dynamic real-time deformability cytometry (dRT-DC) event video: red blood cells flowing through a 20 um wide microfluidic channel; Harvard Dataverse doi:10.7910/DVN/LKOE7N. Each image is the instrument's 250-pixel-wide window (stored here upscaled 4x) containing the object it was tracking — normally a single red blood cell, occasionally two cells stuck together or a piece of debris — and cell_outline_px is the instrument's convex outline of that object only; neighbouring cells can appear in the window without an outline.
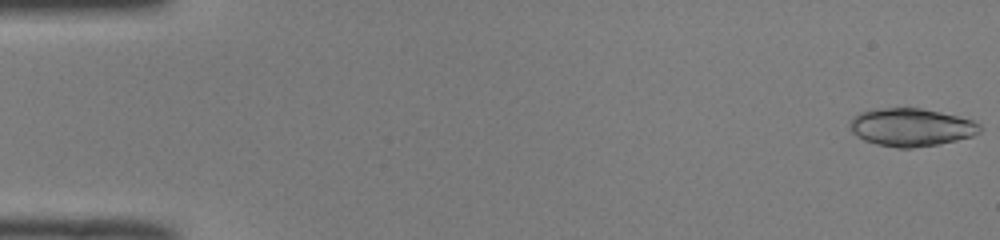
{"species": "common noctule bat (a hibernating species)", "species_latin": "Nyctalus noctula", "temperature_condition": "room temperature", "stored_images_in_passage": 50, "camera_frame_rate_fps": 3000, "um_per_image_px": 0.085, "animal": {"sex": "male", "body_mass_g": 19.0, "forearm_length_mm": 50.8}, "frame": {"image": 1, "passage_image": 1, "time_ms": 0.0, "image_size_px": [1000, 240], "cell_outline_px": [[984, 128], [980, 132], [972, 136], [956, 140], [936, 144], [912, 148], [896, 148], [876, 144], [864, 140], [856, 136], [852, 132], [848, 124], [852, 116], [860, 112], [880, 108], [920, 108], [956, 116], [972, 120], [980, 124]], "centroid_in_image_um": [77.41, 10.82], "position_along_channel_um": 7.6, "area_um2": 28.73}}
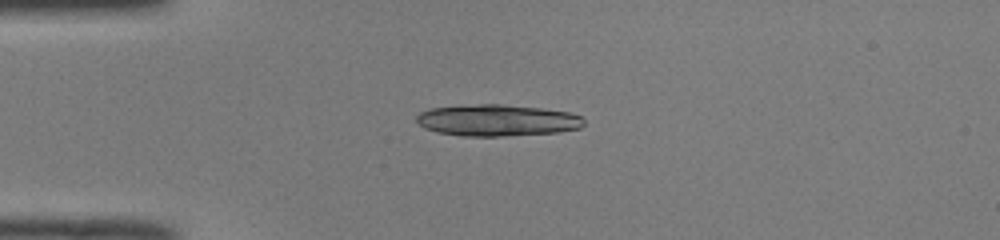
{"frame": {"image": 2, "passage_image": 13, "time_ms": 4.0, "image_size_px": [1000, 240], "cell_outline_px": [[584, 124], [580, 128], [560, 132], [500, 136], [460, 136], [436, 132], [424, 128], [416, 120], [416, 116], [420, 112], [428, 108], [476, 104], [500, 104], [540, 108], [568, 112], [580, 116], [584, 120]], "centroid_in_image_um": [42.23, 10.23], "position_along_channel_um": 42.8, "area_um2": 30.87}}